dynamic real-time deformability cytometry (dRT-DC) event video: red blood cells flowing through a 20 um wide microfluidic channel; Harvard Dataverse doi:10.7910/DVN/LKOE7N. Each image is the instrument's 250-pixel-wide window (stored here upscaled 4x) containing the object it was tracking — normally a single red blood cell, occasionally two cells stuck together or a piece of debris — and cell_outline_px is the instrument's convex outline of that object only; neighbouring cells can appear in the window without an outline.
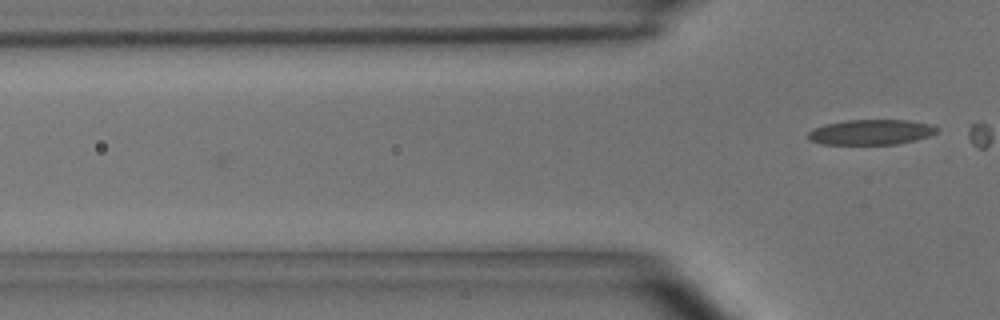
{"species": "common noctule bat (a hibernating species)", "species_latin": "Nyctalus noctula", "temperature_condition": "room temperature", "stored_images_in_passage": 4, "camera_frame_rate_fps": 3000, "um_per_image_px": 0.085, "animal": {"sex": "male", "body_mass_g": 15.6}, "frame": {"image": 1, "passage_image": 4, "time_ms": 1.0, "image_size_px": [1000, 320], "cell_outline_px": [[940, 132], [916, 140], [896, 144], [820, 144], [812, 140], [808, 136], [808, 132], [824, 124], [848, 120], [908, 120], [932, 124], [940, 128]], "centroid_in_image_um": [74.11, 11.22], "position_along_channel_um": 51.7, "area_um2": 18.96}}